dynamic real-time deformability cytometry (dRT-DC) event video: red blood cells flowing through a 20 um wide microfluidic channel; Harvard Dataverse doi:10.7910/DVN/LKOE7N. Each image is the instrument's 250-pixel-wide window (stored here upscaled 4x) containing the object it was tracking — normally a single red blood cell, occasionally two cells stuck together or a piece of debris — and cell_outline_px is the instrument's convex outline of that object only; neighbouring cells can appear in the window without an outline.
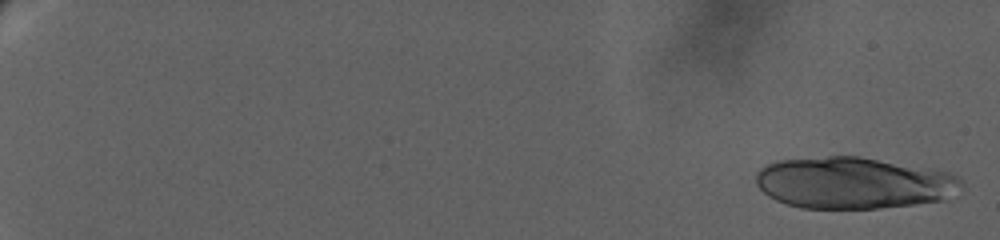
{"species": "human", "species_latin": "Homo sapiens", "temperature_condition": "warm", "stored_images_in_passage": 57, "camera_frame_rate_fps": 3000, "um_per_image_px": 0.085, "donor": {"sex": "female"}, "frame": {"image": 1, "passage_image": 1, "time_ms": 0.0, "image_size_px": [1000, 240], "cell_outline_px": [[964, 184], [944, 200], [916, 204], [880, 208], [800, 208], [776, 200], [768, 196], [756, 184], [756, 172], [760, 168], [776, 160], [828, 156], [860, 156], [932, 168], [948, 172], [960, 176], [964, 180]], "centroid_in_image_um": [72.57, 15.53], "position_along_channel_um": 12.4, "area_um2": 62.25}}
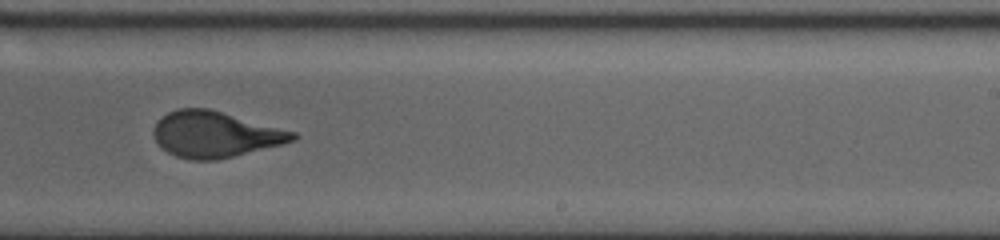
{"frame": {"image": 2, "passage_image": 42, "time_ms": 17.333, "image_size_px": [1000, 240], "cell_outline_px": [[300, 136], [296, 140], [216, 160], [192, 160], [176, 156], [160, 148], [152, 132], [152, 128], [156, 120], [168, 112], [180, 108], [208, 108], [296, 132]], "centroid_in_image_um": [18.24, 11.41], "position_along_channel_um": 270.8, "area_um2": 37.17}}
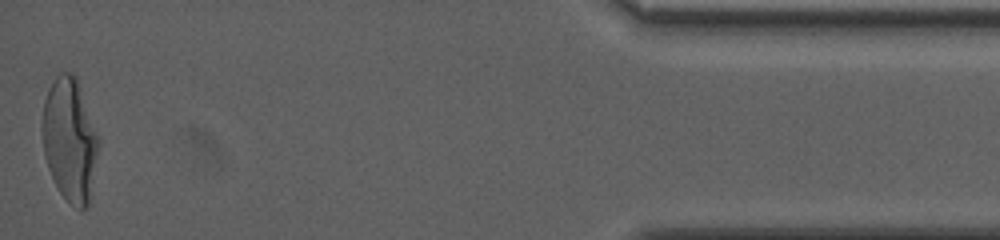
{"frame": {"image": 3, "passage_image": 57, "time_ms": 25.0, "image_size_px": [1000, 240], "cell_outline_px": [[100, 144], [92, 196], [88, 208], [80, 212], [68, 204], [60, 192], [48, 168], [44, 156], [40, 128], [44, 100], [48, 88], [56, 76], [60, 72], [72, 72], [76, 76], [100, 140]], "centroid_in_image_um": [5.94, 11.95], "position_along_channel_um": 429.3, "area_um2": 41.67}, "authors_computed_cell_mechanics": {"area_um2": 39.0728, "velocity_mm_per_s": 2.8834, "shape_relaxation_time_tau1_ms": 8.7709, "shape_relaxation_time_tau2_ms": 1.0966, "deformation_change_tau1": 0.2698, "deformation_change_tau2": 0.0863}}